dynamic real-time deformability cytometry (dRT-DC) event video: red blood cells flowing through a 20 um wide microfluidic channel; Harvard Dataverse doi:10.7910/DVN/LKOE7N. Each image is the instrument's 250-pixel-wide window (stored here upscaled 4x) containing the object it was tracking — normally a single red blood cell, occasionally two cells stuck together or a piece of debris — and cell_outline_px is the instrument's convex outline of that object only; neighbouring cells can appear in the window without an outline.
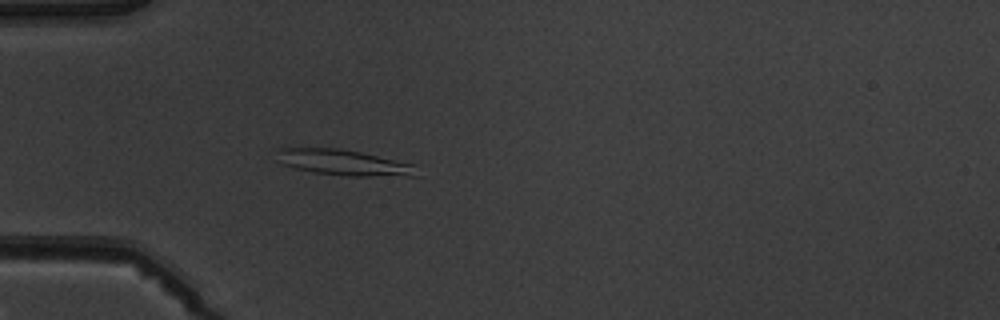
{"species": "common noctule bat (a hibernating species)", "species_latin": "Nyctalus noctula", "temperature_condition": "warm", "stored_images_in_passage": 4, "camera_frame_rate_fps": 3000, "um_per_image_px": 0.085, "animal": {"sex": "male", "body_mass_g": 19.5, "forearm_length_mm": 54.6}, "frame": {"image": 1, "passage_image": 4, "time_ms": 4.333, "image_size_px": [1000, 320], "cell_outline_px": [[420, 176], [348, 176], [312, 172], [296, 168], [284, 164], [276, 160], [276, 148], [340, 148], [360, 152], [416, 164]], "centroid_in_image_um": [29.26, 13.82], "position_along_channel_um": 55.7, "area_um2": 21.27}}